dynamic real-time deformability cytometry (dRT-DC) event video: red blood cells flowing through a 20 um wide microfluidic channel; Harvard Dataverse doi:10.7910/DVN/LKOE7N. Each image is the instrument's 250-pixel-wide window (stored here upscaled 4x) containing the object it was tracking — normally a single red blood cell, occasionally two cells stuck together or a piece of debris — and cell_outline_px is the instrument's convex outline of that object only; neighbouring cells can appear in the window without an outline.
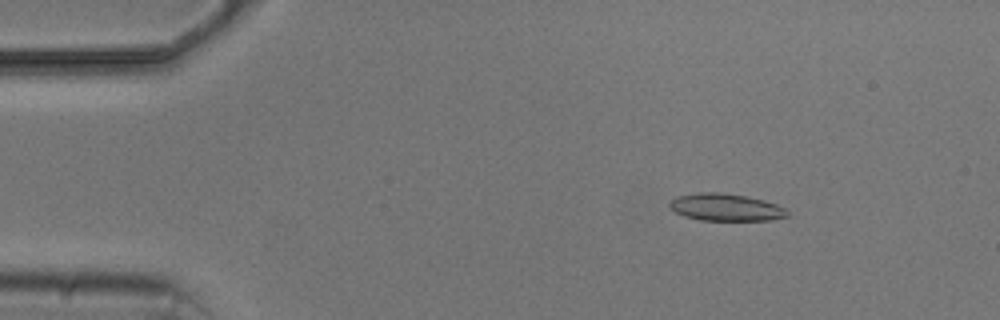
{"species": "common noctule bat (a hibernating species)", "species_latin": "Nyctalus noctula", "temperature_condition": "cold", "stored_images_in_passage": 5, "camera_frame_rate_fps": 3000, "um_per_image_px": 0.085, "animal": {"sex": "male", "body_mass_g": 20.5, "forearm_length_mm": 52.5}, "frame": {"image": 1, "passage_image": 2, "time_ms": 1.0, "image_size_px": [1000, 320], "cell_outline_px": [[792, 212], [788, 216], [772, 220], [700, 220], [684, 216], [676, 212], [668, 204], [676, 196], [700, 192], [720, 192], [744, 196], [764, 200], [776, 204]], "centroid_in_image_um": [61.72, 17.62], "position_along_channel_um": 23.3, "area_um2": 18.67}}
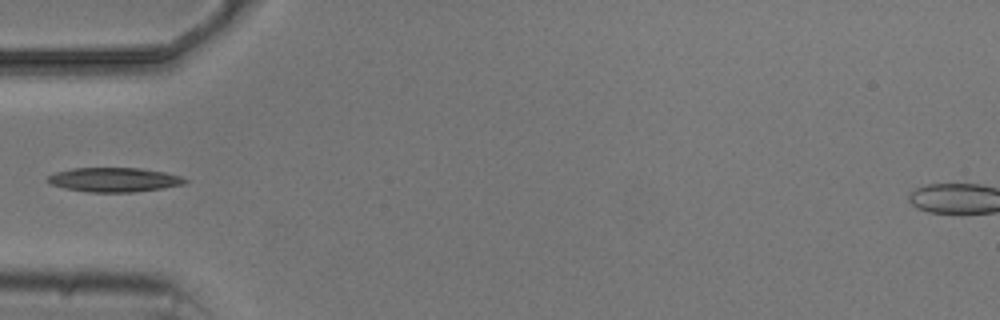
{"frame": {"image": 2, "passage_image": 5, "time_ms": 4.333, "image_size_px": [1000, 320], "cell_outline_px": [[188, 180], [184, 184], [160, 188], [132, 192], [88, 192], [64, 188], [48, 184], [44, 180], [48, 176], [56, 172], [72, 168], [140, 168], [164, 172], [180, 176]], "centroid_in_image_um": [9.62, 15.27], "position_along_channel_um": 75.4, "area_um2": 19.42}}